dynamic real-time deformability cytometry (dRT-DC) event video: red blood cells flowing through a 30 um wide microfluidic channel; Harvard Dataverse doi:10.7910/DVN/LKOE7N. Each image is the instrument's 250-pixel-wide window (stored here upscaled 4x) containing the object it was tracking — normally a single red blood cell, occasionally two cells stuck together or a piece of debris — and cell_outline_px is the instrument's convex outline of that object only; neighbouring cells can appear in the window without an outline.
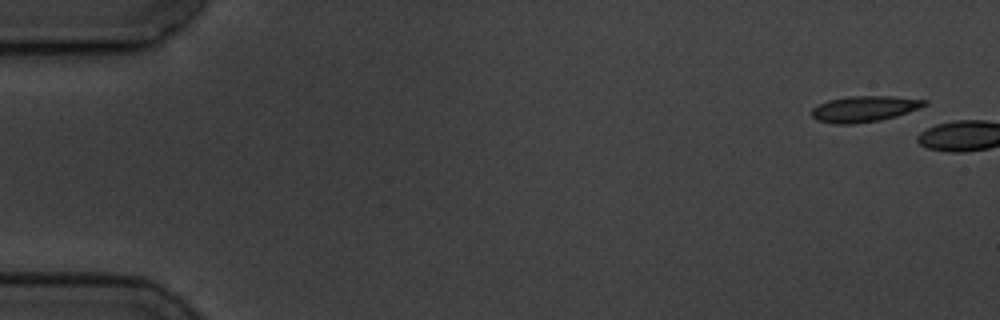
{"species": "common noctule bat (a hibernating species)", "species_latin": "Nyctalus noctula", "temperature_condition": "cold", "stored_images_in_passage": 5, "camera_frame_rate_fps": 3000, "um_per_image_px": 0.085, "animal": {"sex": "male", "body_mass_g": 19.5, "forearm_length_mm": 54.6}, "frame": {"image": 1, "passage_image": 1, "time_ms": 0.0, "image_size_px": [1000, 320], "cell_outline_px": [[928, 104], [908, 112], [896, 116], [880, 120], [852, 124], [836, 124], [816, 120], [812, 116], [812, 108], [828, 100], [848, 96], [892, 96], [928, 100]], "centroid_in_image_um": [73.46, 9.25], "position_along_channel_um": 11.5, "area_um2": 16.99}}